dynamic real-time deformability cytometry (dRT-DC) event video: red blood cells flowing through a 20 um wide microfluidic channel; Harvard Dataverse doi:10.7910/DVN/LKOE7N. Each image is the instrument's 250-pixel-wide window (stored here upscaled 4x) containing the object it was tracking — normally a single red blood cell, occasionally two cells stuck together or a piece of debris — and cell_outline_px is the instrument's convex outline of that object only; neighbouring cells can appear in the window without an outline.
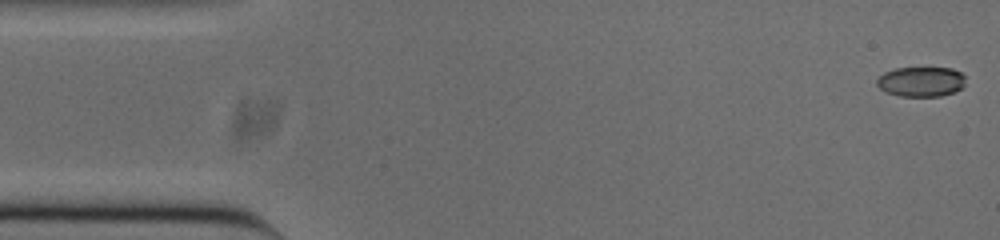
{"species": "common noctule bat (a hibernating species)", "species_latin": "Nyctalus noctula", "temperature_condition": "cold", "stored_images_in_passage": 53, "camera_frame_rate_fps": 3000, "um_per_image_px": 0.085, "animal": {"sex": "male", "body_mass_g": 20.0, "forearm_length_mm": 53.3}, "frame": {"image": 1, "passage_image": 1, "time_ms": 0.0, "image_size_px": [1000, 240], "cell_outline_px": [[964, 84], [960, 88], [952, 92], [940, 96], [900, 96], [888, 92], [880, 88], [876, 84], [876, 80], [884, 72], [896, 68], [952, 68], [960, 72], [964, 76]], "centroid_in_image_um": [78.27, 6.93], "position_along_channel_um": 6.7, "area_um2": 15.26}}
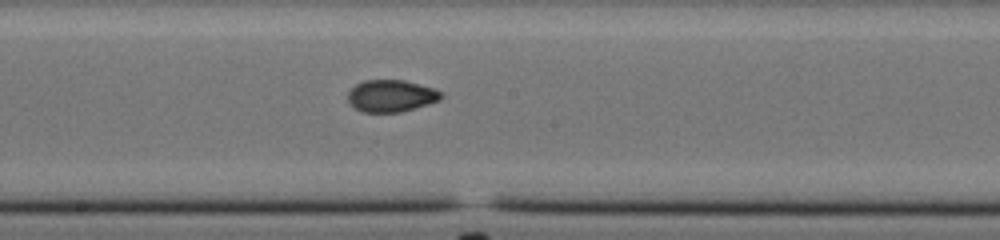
{"frame": {"image": 2, "passage_image": 27, "time_ms": 8.667, "image_size_px": [1000, 240], "cell_outline_px": [[444, 96], [440, 100], [428, 104], [400, 112], [364, 112], [356, 108], [348, 100], [348, 92], [356, 84], [364, 80], [404, 80], [432, 88], [440, 92]], "centroid_in_image_um": [33.24, 8.14], "position_along_channel_um": 215.0, "area_um2": 17.17}}
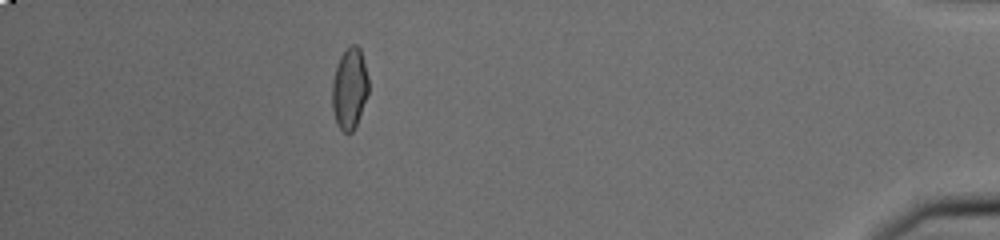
{"frame": {"image": 3, "passage_image": 47, "time_ms": 15.333, "image_size_px": [1000, 240], "cell_outline_px": [[368, 92], [356, 124], [352, 132], [344, 132], [336, 124], [332, 108], [332, 80], [340, 56], [352, 44], [356, 44], [360, 48], [368, 76]], "centroid_in_image_um": [29.7, 7.52], "position_along_channel_um": 405.5, "area_um2": 16.99}, "authors_computed_cell_mechanics": {"area_um2": 17.1088, "velocity_mm_per_s": 3.7825, "shape_relaxation_time_tau1_ms": null, "shape_relaxation_time_tau2_ms": 1.6656, "deformation_change_tau1": null, "deformation_change_tau2": 0.0505}}